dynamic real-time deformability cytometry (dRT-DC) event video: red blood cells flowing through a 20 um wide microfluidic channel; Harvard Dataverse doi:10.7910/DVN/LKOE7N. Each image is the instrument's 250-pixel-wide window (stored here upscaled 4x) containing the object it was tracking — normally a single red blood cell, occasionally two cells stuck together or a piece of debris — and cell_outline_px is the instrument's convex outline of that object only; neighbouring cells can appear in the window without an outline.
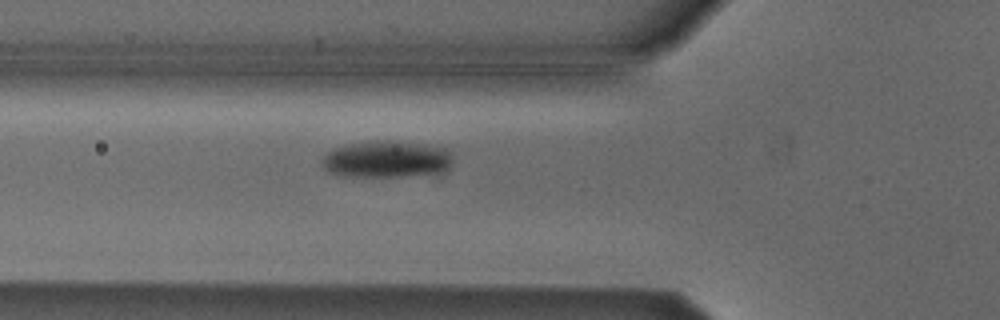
{"species": "Egyptian fruit bat (a non-hibernating species)", "species_latin": "Rousettus aegyptiacus", "temperature_condition": "cold", "stored_images_in_passage": 34, "camera_frame_rate_fps": 3000, "um_per_image_px": 0.085, "animal": {"sex": "male"}, "frame": {"image": 1, "passage_image": 5, "time_ms": 1.333, "image_size_px": [1000, 320], "cell_outline_px": [[452, 164], [448, 172], [440, 176], [340, 176], [328, 172], [320, 164], [320, 160], [328, 152], [336, 148], [352, 144], [376, 140], [392, 140], [428, 144], [444, 148], [452, 152]], "centroid_in_image_um": [32.98, 13.56], "position_along_channel_um": 92.8, "area_um2": 29.02}}
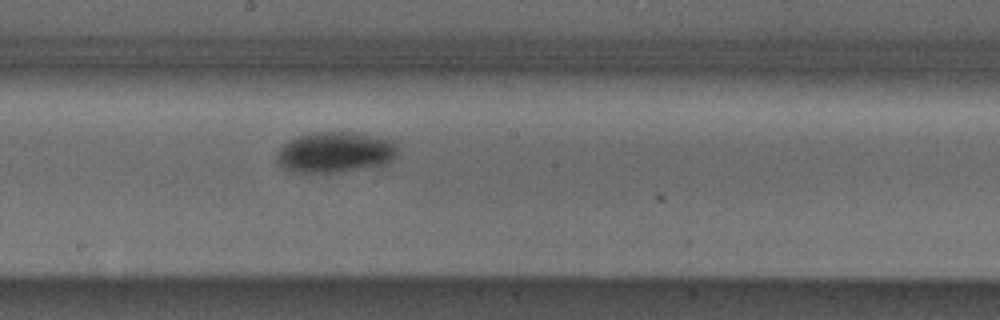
{"frame": {"image": 2, "passage_image": 15, "time_ms": 4.667, "image_size_px": [1000, 320], "cell_outline_px": [[396, 156], [388, 164], [344, 172], [288, 172], [280, 168], [276, 164], [276, 156], [280, 148], [284, 144], [300, 136], [316, 132], [352, 132], [396, 140]], "centroid_in_image_um": [28.49, 12.96], "position_along_channel_um": 219.7, "area_um2": 29.02}}
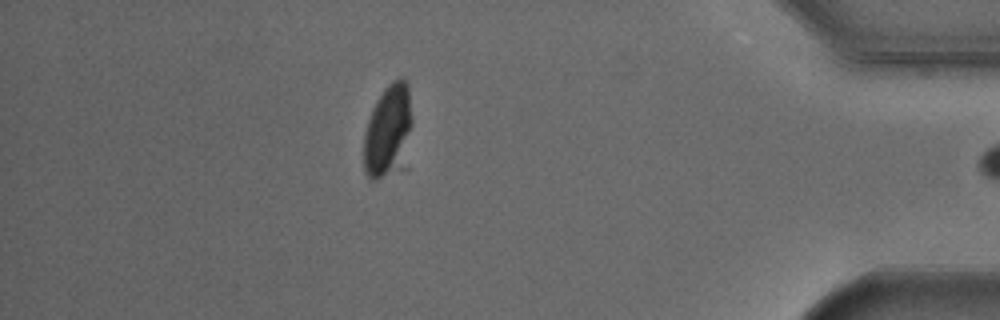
{"frame": {"image": 3, "passage_image": 33, "time_ms": 10.667, "image_size_px": [1000, 320], "cell_outline_px": [[412, 124], [408, 168], [376, 180], [372, 180], [364, 172], [364, 132], [372, 108], [376, 100], [384, 88], [392, 80], [400, 76], [404, 76], [408, 84], [412, 120]], "centroid_in_image_um": [33.05, 11.19], "position_along_channel_um": 402.2, "area_um2": 27.63}}